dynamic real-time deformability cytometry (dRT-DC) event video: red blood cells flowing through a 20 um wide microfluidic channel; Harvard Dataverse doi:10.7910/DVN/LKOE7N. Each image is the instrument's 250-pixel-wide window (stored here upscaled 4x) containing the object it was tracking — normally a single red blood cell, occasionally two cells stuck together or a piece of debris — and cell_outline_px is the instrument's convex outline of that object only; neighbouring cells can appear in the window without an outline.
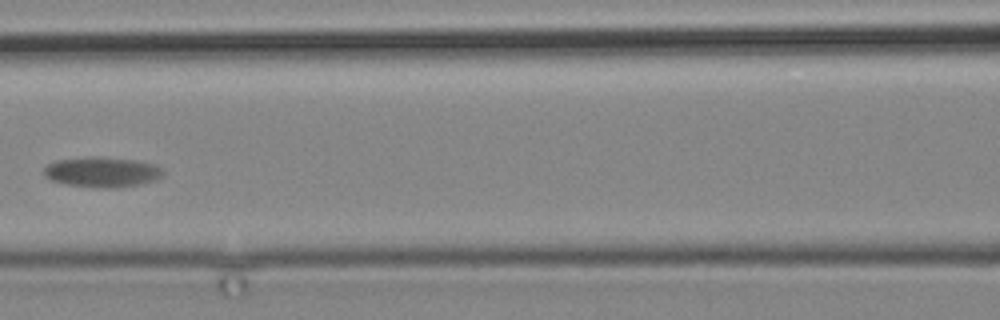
{"species": "common noctule bat (a hibernating species)", "species_latin": "Nyctalus noctula", "temperature_condition": "cold", "stored_images_in_passage": 3, "camera_frame_rate_fps": 3000, "um_per_image_px": 0.085, "animal": {"sex": "male", "body_mass_g": 19.2, "forearm_length_mm": 51.8}, "frame": {"image": 1, "passage_image": 3, "time_ms": 2.667, "image_size_px": [1000, 320], "cell_outline_px": [[164, 172], [156, 180], [140, 184], [116, 188], [104, 188], [64, 184], [52, 180], [44, 176], [44, 168], [48, 164], [56, 160], [92, 156], [96, 156], [136, 160], [152, 164], [164, 168]], "centroid_in_image_um": [8.68, 14.62], "position_along_channel_um": 157.9, "area_um2": 21.04}}